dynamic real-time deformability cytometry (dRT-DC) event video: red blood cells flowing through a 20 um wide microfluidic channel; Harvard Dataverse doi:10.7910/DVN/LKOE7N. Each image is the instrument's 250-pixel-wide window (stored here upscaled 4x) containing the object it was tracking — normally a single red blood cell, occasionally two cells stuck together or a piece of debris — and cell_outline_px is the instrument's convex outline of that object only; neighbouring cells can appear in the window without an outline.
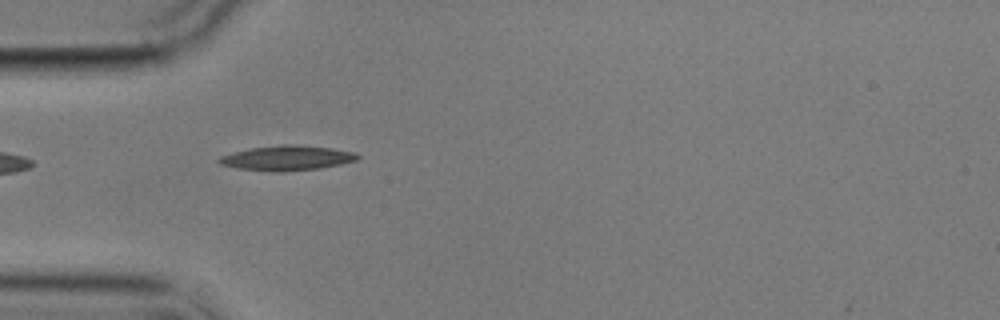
{"species": "common noctule bat (a hibernating species)", "species_latin": "Nyctalus noctula", "temperature_condition": "cold", "stored_images_in_passage": 15, "camera_frame_rate_fps": 3000, "um_per_image_px": 0.085, "animal": {"sex": "male", "body_mass_g": 17.9}, "frame": {"image": 1, "passage_image": 5, "time_ms": 5.333, "image_size_px": [1000, 320], "cell_outline_px": [[360, 156], [356, 160], [340, 164], [320, 168], [280, 172], [276, 172], [236, 168], [220, 164], [216, 160], [220, 156], [248, 148], [280, 144], [292, 144], [332, 148], [356, 152]], "centroid_in_image_um": [24.37, 13.42], "position_along_channel_um": 60.6, "area_um2": 20.17}}
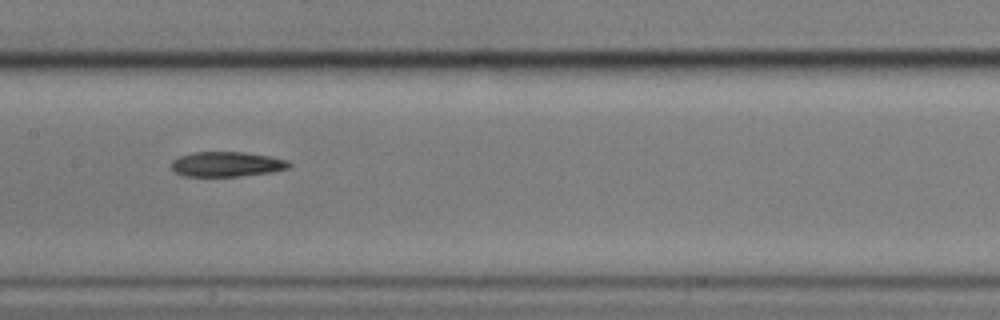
{"frame": {"image": 2, "passage_image": 8, "time_ms": 9.0, "image_size_px": [1000, 320], "cell_outline_px": [[292, 164], [288, 168], [272, 172], [240, 176], [180, 176], [172, 168], [172, 160], [180, 156], [196, 152], [244, 152], [272, 156], [288, 160]], "centroid_in_image_um": [19.31, 13.95], "position_along_channel_um": 188.1, "area_um2": 17.17}}
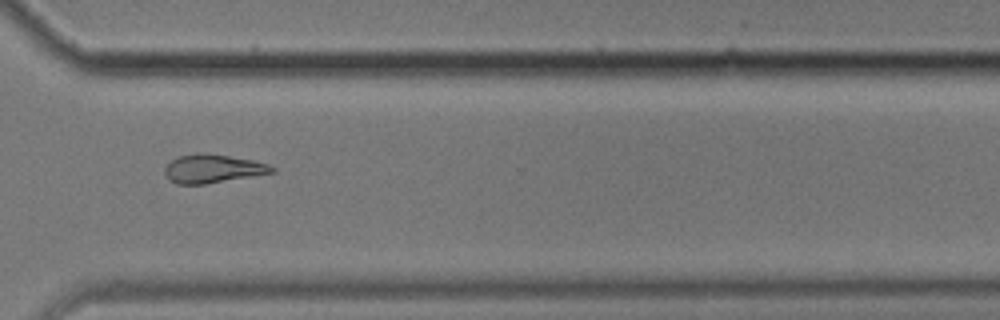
{"frame": {"image": 3, "passage_image": 12, "time_ms": 13.667, "image_size_px": [1000, 320], "cell_outline_px": [[276, 172], [204, 184], [176, 184], [168, 180], [164, 172], [164, 168], [172, 160], [180, 156], [200, 152], [228, 156], [252, 160], [268, 164], [276, 168]], "centroid_in_image_um": [18.07, 14.34], "position_along_channel_um": 352.5, "area_um2": 17.69}, "authors_computed_cell_mechanics": {"area_um2": 18.5538, "velocity_mm_per_s": 3.529, "shape_relaxation_time_tau1_ms": 9.2962, "shape_relaxation_time_tau2_ms": 9.6786, "deformation_change_tau1": 0.1746, "deformation_change_tau2": 0.2081}}